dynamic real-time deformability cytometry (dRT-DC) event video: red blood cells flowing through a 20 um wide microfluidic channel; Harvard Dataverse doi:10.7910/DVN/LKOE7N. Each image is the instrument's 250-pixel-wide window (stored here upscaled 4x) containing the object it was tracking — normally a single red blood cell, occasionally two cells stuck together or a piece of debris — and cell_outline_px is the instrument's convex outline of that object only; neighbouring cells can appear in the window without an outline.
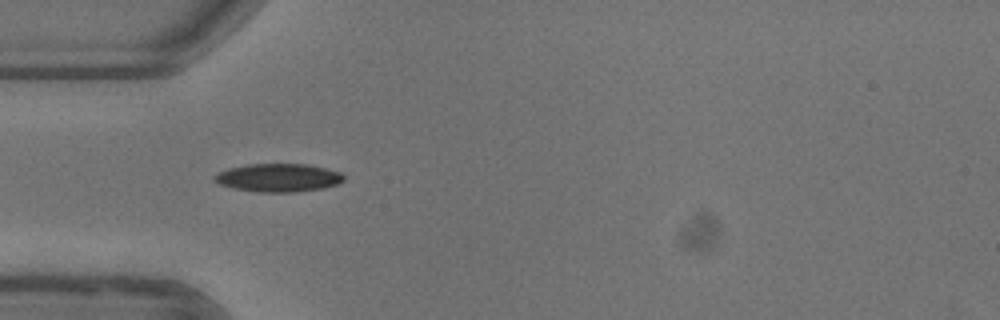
{"species": "common noctule bat (a hibernating species)", "species_latin": "Nyctalus noctula", "temperature_condition": "warm", "stored_images_in_passage": 37, "camera_frame_rate_fps": 3000, "um_per_image_px": 0.085, "animal": {"sex": "female"}, "frame": {"image": 1, "passage_image": 1, "time_ms": 0.0, "image_size_px": [1000, 320], "cell_outline_px": [[344, 180], [336, 184], [324, 188], [292, 192], [260, 192], [236, 188], [220, 184], [212, 180], [212, 176], [216, 172], [228, 168], [248, 164], [308, 164], [340, 172], [344, 176]], "centroid_in_image_um": [23.62, 15.09], "position_along_channel_um": 61.4, "area_um2": 21.21}}
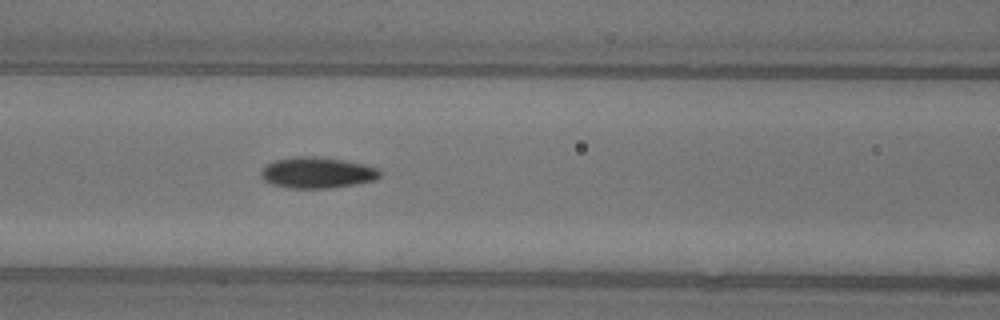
{"frame": {"image": 2, "passage_image": 7, "time_ms": 2.0, "image_size_px": [1000, 320], "cell_outline_px": [[380, 176], [376, 180], [332, 188], [288, 188], [272, 184], [264, 180], [260, 176], [260, 172], [268, 164], [276, 160], [296, 156], [320, 156], [344, 160], [364, 164], [376, 168], [380, 172]], "centroid_in_image_um": [26.96, 14.67], "position_along_channel_um": 139.6, "area_um2": 21.5}}
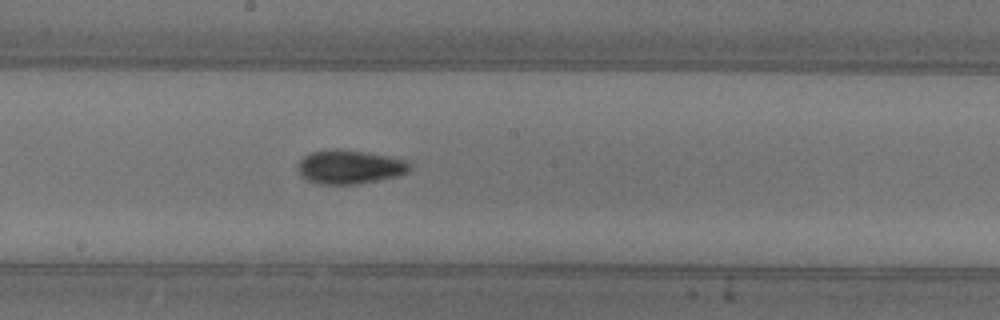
{"frame": {"image": 3, "passage_image": 13, "time_ms": 4.0, "image_size_px": [1000, 320], "cell_outline_px": [[412, 168], [408, 172], [396, 176], [356, 184], [320, 184], [308, 180], [300, 176], [296, 168], [296, 164], [304, 156], [312, 152], [336, 148], [340, 148], [388, 156], [408, 160], [412, 164]], "centroid_in_image_um": [29.71, 14.18], "position_along_channel_um": 218.5, "area_um2": 22.25}, "authors_computed_cell_mechanics": {"area_um2": 20.519, "velocity_mm_per_s": 3.9458, "shape_relaxation_time_tau1_ms": 4.5742, "shape_relaxation_time_tau2_ms": 2.3588, "deformation_change_tau1": 0.158, "deformation_change_tau2": 0.0765}}